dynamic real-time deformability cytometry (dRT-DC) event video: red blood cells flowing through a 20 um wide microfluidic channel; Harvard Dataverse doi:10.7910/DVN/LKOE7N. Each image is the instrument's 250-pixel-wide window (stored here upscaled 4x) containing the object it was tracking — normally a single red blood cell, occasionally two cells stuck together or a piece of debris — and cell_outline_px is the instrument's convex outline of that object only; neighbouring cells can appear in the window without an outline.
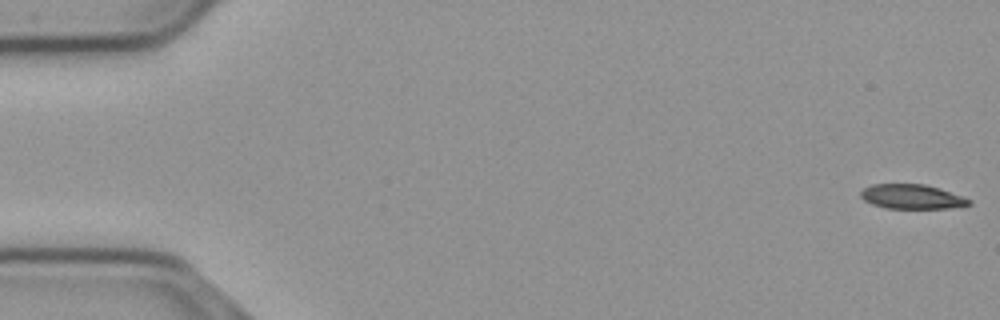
{"species": "common noctule bat (a hibernating species)", "species_latin": "Nyctalus noctula", "temperature_condition": "cold", "stored_images_in_passage": 57, "camera_frame_rate_fps": 3000, "um_per_image_px": 0.085, "animal": {"sex": "male", "body_mass_g": 23.1, "forearm_length_mm": 52.7}, "frame": {"image": 1, "passage_image": 1, "time_ms": 0.0, "image_size_px": [1000, 320], "cell_outline_px": [[972, 204], [948, 208], [884, 208], [872, 204], [864, 200], [860, 196], [860, 192], [864, 188], [872, 184], [924, 184], [940, 188], [964, 196], [972, 200]], "centroid_in_image_um": [77.52, 16.71], "position_along_channel_um": 7.5, "area_um2": 15.55}}
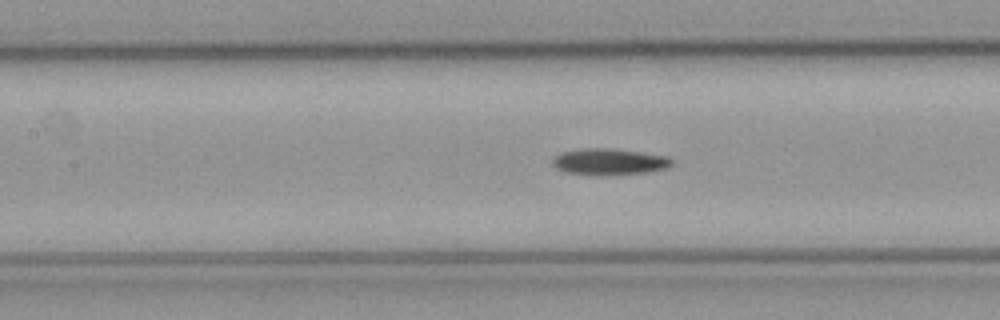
{"frame": {"image": 2, "passage_image": 25, "time_ms": 8.0, "image_size_px": [1000, 320], "cell_outline_px": [[672, 164], [668, 168], [648, 172], [608, 176], [596, 176], [564, 172], [556, 168], [552, 164], [552, 160], [560, 152], [580, 148], [608, 148], [640, 152], [668, 156], [672, 160]], "centroid_in_image_um": [51.76, 13.76], "position_along_channel_um": 155.6, "area_um2": 18.73}}
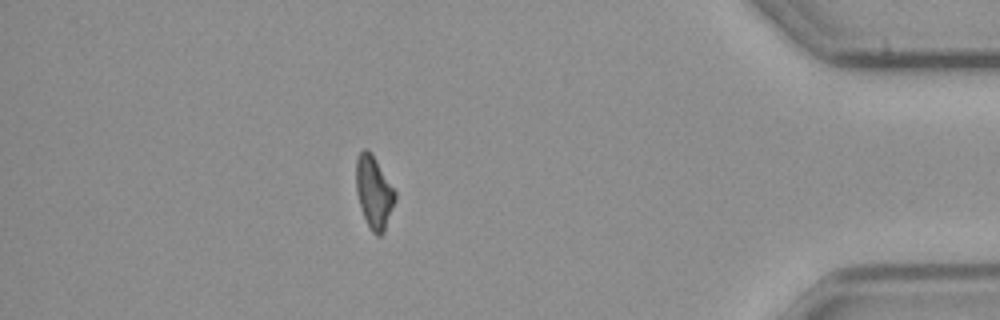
{"frame": {"image": 3, "passage_image": 49, "time_ms": 16.0, "image_size_px": [1000, 320], "cell_outline_px": [[396, 200], [384, 232], [380, 236], [376, 236], [372, 232], [360, 208], [356, 192], [356, 160], [360, 152], [364, 148], [368, 148], [372, 152], [396, 192]], "centroid_in_image_um": [31.79, 16.32], "position_along_channel_um": 403.4, "area_um2": 16.65}}